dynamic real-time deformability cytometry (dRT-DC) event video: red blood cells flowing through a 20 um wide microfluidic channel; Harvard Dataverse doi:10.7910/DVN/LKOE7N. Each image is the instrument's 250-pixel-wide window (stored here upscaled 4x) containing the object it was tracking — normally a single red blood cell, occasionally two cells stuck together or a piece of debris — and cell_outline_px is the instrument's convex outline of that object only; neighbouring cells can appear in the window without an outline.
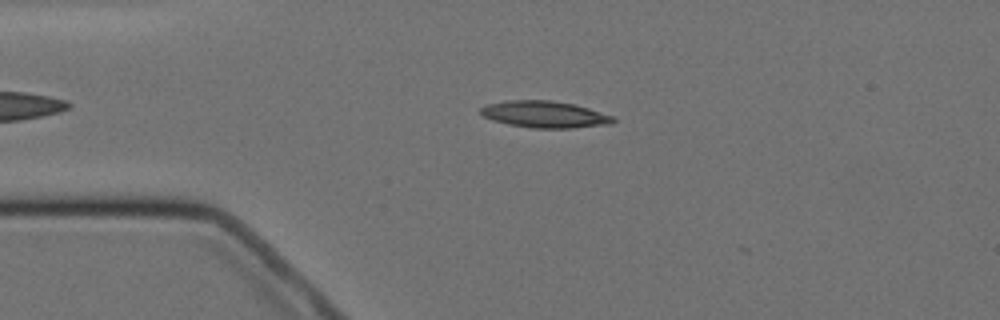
{"species": "Egyptian fruit bat (a non-hibernating species)", "species_latin": "Rousettus aegyptiacus", "temperature_condition": "cold", "stored_images_in_passage": 4, "camera_frame_rate_fps": 3000, "um_per_image_px": 0.085, "animal": {"sex": "female"}, "frame": {"image": 1, "passage_image": 3, "time_ms": 2.333, "image_size_px": [1000, 320], "cell_outline_px": [[616, 120], [612, 124], [572, 128], [532, 128], [508, 124], [492, 120], [484, 116], [480, 112], [480, 108], [488, 104], [504, 100], [552, 100], [572, 104], [588, 108], [612, 116]], "centroid_in_image_um": [46.28, 9.72], "position_along_channel_um": 38.7, "area_um2": 20.58}}